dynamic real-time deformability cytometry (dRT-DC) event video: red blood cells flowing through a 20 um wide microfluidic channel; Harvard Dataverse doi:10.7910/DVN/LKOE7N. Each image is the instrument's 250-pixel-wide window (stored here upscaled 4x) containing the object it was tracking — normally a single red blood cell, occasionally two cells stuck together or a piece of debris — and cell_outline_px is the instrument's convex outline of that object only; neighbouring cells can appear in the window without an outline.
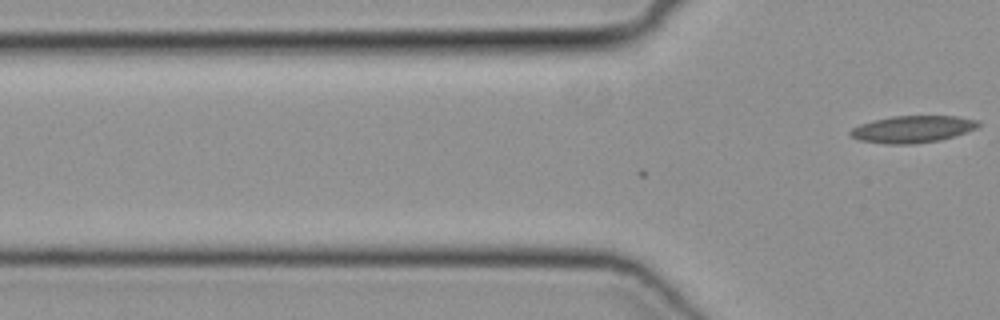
{"species": "common noctule bat (a hibernating species)", "species_latin": "Nyctalus noctula", "temperature_condition": "cold", "stored_images_in_passage": 2, "camera_frame_rate_fps": 3000, "um_per_image_px": 0.085, "animal": {"sex": "female", "body_mass_g": 19.3, "forearm_length_mm": 54.1}, "frame": {"image": 1, "passage_image": 2, "time_ms": 0.333, "image_size_px": [1000, 320], "cell_outline_px": [[980, 124], [976, 128], [940, 140], [912, 144], [888, 144], [860, 140], [852, 136], [848, 132], [852, 128], [860, 124], [872, 120], [892, 116], [956, 116], [980, 120]], "centroid_in_image_um": [77.55, 10.97], "position_along_channel_um": 48.2, "area_um2": 20.0}}